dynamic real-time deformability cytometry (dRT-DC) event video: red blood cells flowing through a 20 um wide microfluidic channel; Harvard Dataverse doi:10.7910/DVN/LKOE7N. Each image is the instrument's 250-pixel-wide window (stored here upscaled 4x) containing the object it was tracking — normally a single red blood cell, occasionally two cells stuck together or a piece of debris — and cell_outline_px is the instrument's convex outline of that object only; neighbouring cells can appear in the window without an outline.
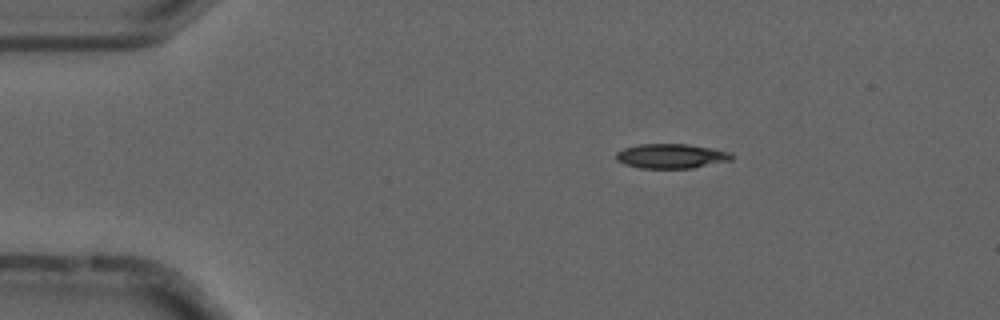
{"species": "common noctule bat (a hibernating species)", "species_latin": "Nyctalus noctula", "temperature_condition": "cold", "stored_images_in_passage": 54, "camera_frame_rate_fps": 3000, "um_per_image_px": 0.085, "animal": {"sex": "male", "forearm_length_mm": 52.5}, "frame": {"image": 1, "passage_image": 9, "time_ms": 2.667, "image_size_px": [1000, 320], "cell_outline_px": [[736, 156], [732, 160], [692, 168], [640, 168], [624, 164], [616, 160], [616, 152], [624, 148], [640, 144], [688, 144], [712, 148], [732, 152]], "centroid_in_image_um": [57.09, 13.26], "position_along_channel_um": 27.9, "area_um2": 16.7}}
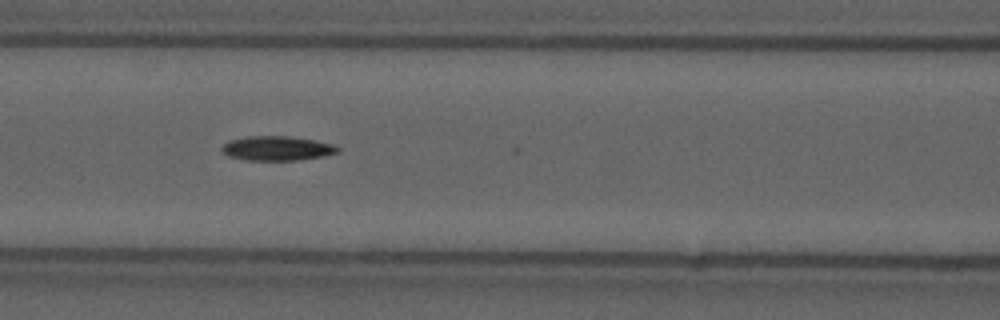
{"frame": {"image": 2, "passage_image": 23, "time_ms": 7.333, "image_size_px": [1000, 320], "cell_outline_px": [[340, 152], [324, 156], [296, 160], [248, 160], [228, 156], [220, 148], [228, 140], [244, 136], [288, 136], [316, 140], [332, 144], [340, 148]], "centroid_in_image_um": [23.55, 12.6], "position_along_channel_um": 143.1, "area_um2": 16.59}}
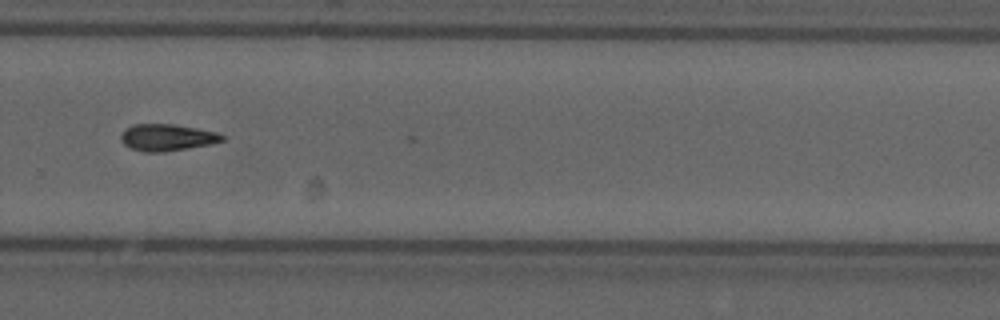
{"frame": {"image": 3, "passage_image": 37, "time_ms": 12.0, "image_size_px": [1000, 320], "cell_outline_px": [[228, 136], [224, 140], [212, 144], [164, 152], [144, 152], [128, 148], [120, 140], [120, 136], [124, 128], [132, 124], [172, 124], [196, 128], [216, 132]], "centroid_in_image_um": [14.18, 11.69], "position_along_channel_um": 315.6, "area_um2": 16.07}, "authors_computed_cell_mechanics": {"area_um2": 16.0395, "velocity_mm_per_s": 3.7056, "shape_relaxation_time_tau1_ms": 5.2139, "shape_relaxation_time_tau2_ms": null, "deformation_change_tau1": 0.1084, "deformation_change_tau2": null}}